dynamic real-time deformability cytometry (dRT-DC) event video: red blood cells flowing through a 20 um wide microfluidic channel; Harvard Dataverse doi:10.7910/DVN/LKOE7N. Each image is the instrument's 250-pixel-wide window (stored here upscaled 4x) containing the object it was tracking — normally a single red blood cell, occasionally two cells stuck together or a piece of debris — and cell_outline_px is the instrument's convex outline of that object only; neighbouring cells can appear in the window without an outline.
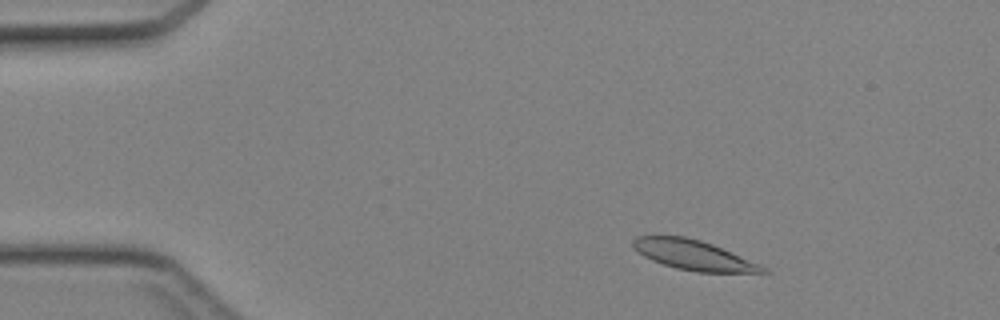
{"species": "Egyptian fruit bat (a non-hibernating species)", "species_latin": "Rousettus aegyptiacus", "temperature_condition": "cold", "stored_images_in_passage": 42, "camera_frame_rate_fps": 3000, "um_per_image_px": 0.085, "animal": {"sex": "female"}, "frame": {"image": 1, "passage_image": 4, "time_ms": 1.0, "image_size_px": [1000, 320], "cell_outline_px": [[772, 272], [696, 272], [676, 268], [652, 260], [644, 256], [632, 244], [632, 240], [636, 236], [684, 236], [700, 240], [712, 244], [760, 264], [768, 268]], "centroid_in_image_um": [58.97, 21.68], "position_along_channel_um": 26.0, "area_um2": 22.25}}
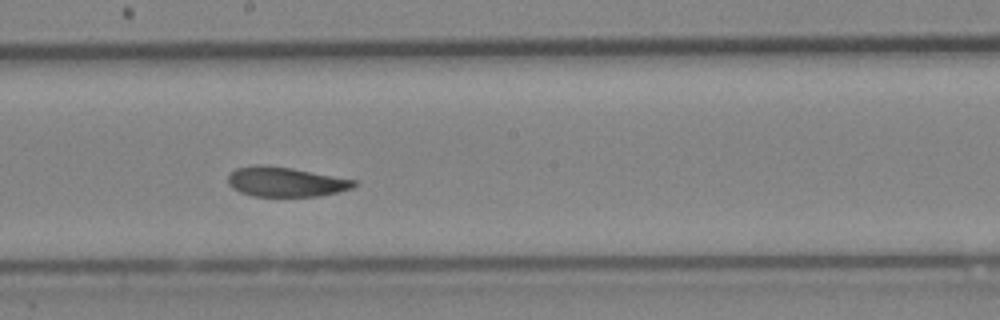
{"frame": {"image": 2, "passage_image": 22, "time_ms": 7.0, "image_size_px": [1000, 320], "cell_outline_px": [[356, 184], [352, 188], [340, 192], [320, 196], [252, 196], [240, 192], [232, 188], [228, 184], [228, 176], [236, 168], [256, 164], [260, 164], [292, 168], [356, 180]], "centroid_in_image_um": [24.26, 15.46], "position_along_channel_um": 223.9, "area_um2": 21.85}}
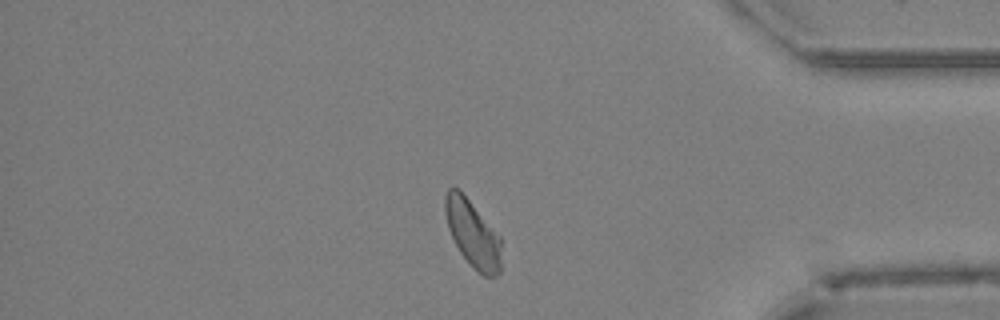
{"frame": {"image": 3, "passage_image": 35, "time_ms": 11.333, "image_size_px": [1000, 320], "cell_outline_px": [[500, 272], [496, 276], [484, 276], [472, 268], [460, 252], [448, 228], [444, 212], [444, 196], [448, 188], [452, 184], [460, 188], [500, 236]], "centroid_in_image_um": [40.14, 19.8], "position_along_channel_um": 395.1, "area_um2": 22.2}}